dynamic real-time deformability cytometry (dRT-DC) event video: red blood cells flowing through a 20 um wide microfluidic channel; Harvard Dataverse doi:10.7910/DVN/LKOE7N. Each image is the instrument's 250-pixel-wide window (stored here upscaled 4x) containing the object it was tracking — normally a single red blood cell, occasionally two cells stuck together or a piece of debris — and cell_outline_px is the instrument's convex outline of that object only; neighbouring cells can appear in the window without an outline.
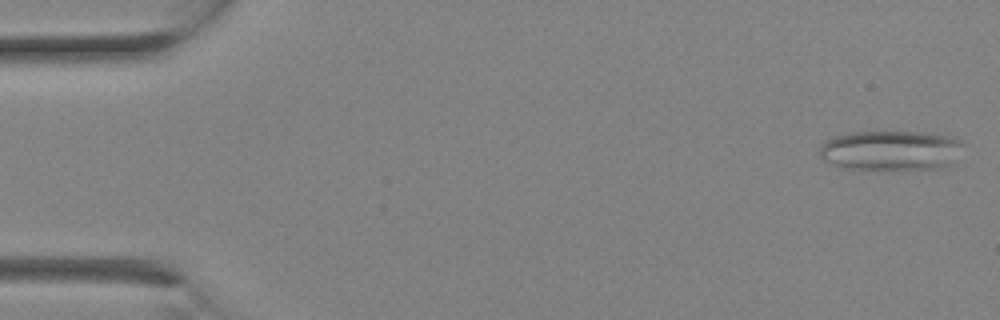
{"species": "Egyptian fruit bat (a non-hibernating species)", "species_latin": "Rousettus aegyptiacus", "temperature_condition": "room temperature", "stored_images_in_passage": 14, "camera_frame_rate_fps": 3000, "um_per_image_px": 0.085, "animal": {"sex": "female"}, "frame": {"image": 1, "passage_image": 1, "time_ms": 0.0, "image_size_px": [1000, 320], "cell_outline_px": [[964, 144], [948, 164], [940, 168], [848, 168], [824, 160], [820, 156], [820, 144], [836, 136], [848, 132], [924, 132], [948, 136], [960, 140]], "centroid_in_image_um": [75.69, 12.75], "position_along_channel_um": 9.3, "area_um2": 32.48}}
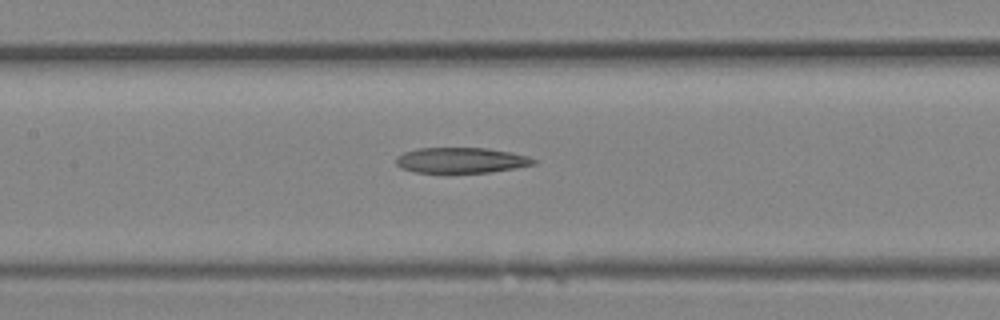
{"frame": {"image": 2, "passage_image": 12, "time_ms": 3.667, "image_size_px": [1000, 320], "cell_outline_px": [[536, 164], [516, 168], [488, 172], [416, 172], [400, 168], [396, 164], [396, 156], [404, 152], [416, 148], [488, 148], [512, 152], [528, 156], [536, 160]], "centroid_in_image_um": [39.19, 13.61], "position_along_channel_um": 168.2, "area_um2": 20.46}}
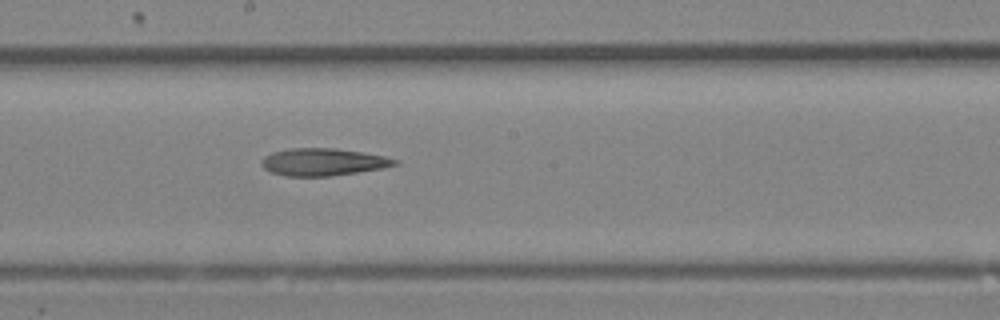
{"frame": {"image": 3, "passage_image": 14, "time_ms": 4.333, "image_size_px": [1000, 320], "cell_outline_px": [[400, 164], [384, 168], [332, 176], [288, 176], [272, 172], [264, 168], [260, 164], [260, 160], [264, 156], [272, 152], [288, 148], [336, 148], [384, 156], [400, 160]], "centroid_in_image_um": [27.47, 13.76], "position_along_channel_um": 220.7, "area_um2": 21.39}}